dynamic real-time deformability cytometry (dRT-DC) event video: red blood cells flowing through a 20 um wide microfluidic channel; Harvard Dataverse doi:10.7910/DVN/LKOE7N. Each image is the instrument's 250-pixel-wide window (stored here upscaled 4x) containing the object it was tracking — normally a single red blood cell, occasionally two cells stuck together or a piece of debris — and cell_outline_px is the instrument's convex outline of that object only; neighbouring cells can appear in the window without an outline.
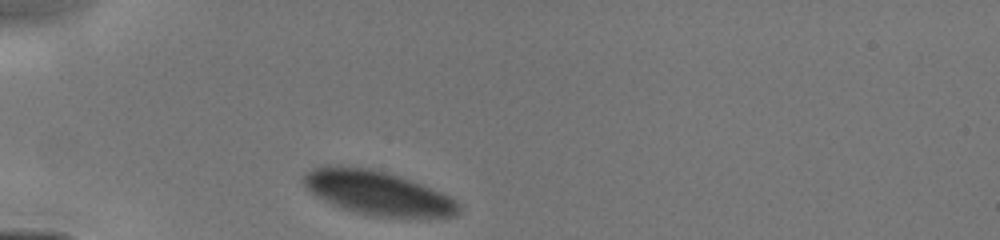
{"species": "human", "species_latin": "Homo sapiens", "temperature_condition": "cold", "stored_images_in_passage": 31, "camera_frame_rate_fps": 3000, "um_per_image_px": 0.085, "donor": {"sex": "male"}, "frame": {"image": 1, "passage_image": 1, "time_ms": 0.0, "image_size_px": [1000, 240], "cell_outline_px": [[460, 212], [456, 216], [416, 220], [372, 216], [352, 212], [340, 208], [316, 196], [304, 188], [304, 176], [308, 172], [316, 168], [368, 168], [384, 172], [420, 184], [440, 192], [456, 200], [460, 208]], "centroid_in_image_um": [32.2, 16.5], "position_along_channel_um": 52.8, "area_um2": 39.65}}
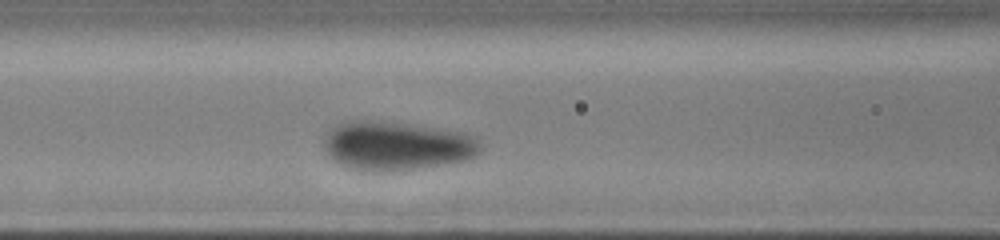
{"frame": {"image": 2, "passage_image": 14, "time_ms": 2.333, "image_size_px": [1000, 240], "cell_outline_px": [[480, 148], [472, 156], [464, 160], [444, 164], [416, 168], [384, 172], [376, 172], [348, 168], [332, 160], [328, 156], [324, 144], [324, 140], [328, 132], [332, 128], [344, 120], [384, 120], [464, 132], [472, 136], [480, 144]], "centroid_in_image_um": [33.63, 12.38], "position_along_channel_um": 133.0, "area_um2": 44.62}}
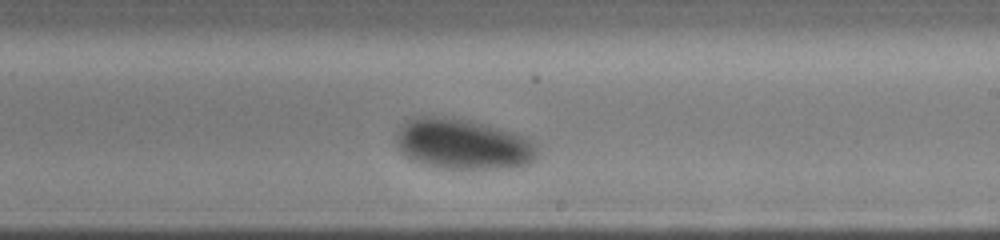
{"frame": {"image": 3, "passage_image": 30, "time_ms": 5.0, "image_size_px": [1000, 240], "cell_outline_px": [[540, 156], [536, 160], [528, 164], [516, 168], [440, 168], [408, 160], [400, 152], [396, 144], [396, 136], [400, 128], [408, 120], [416, 116], [444, 116], [472, 120], [516, 132], [532, 140], [536, 144], [540, 152]], "centroid_in_image_um": [39.4, 12.25], "position_along_channel_um": 249.6, "area_um2": 42.48}}